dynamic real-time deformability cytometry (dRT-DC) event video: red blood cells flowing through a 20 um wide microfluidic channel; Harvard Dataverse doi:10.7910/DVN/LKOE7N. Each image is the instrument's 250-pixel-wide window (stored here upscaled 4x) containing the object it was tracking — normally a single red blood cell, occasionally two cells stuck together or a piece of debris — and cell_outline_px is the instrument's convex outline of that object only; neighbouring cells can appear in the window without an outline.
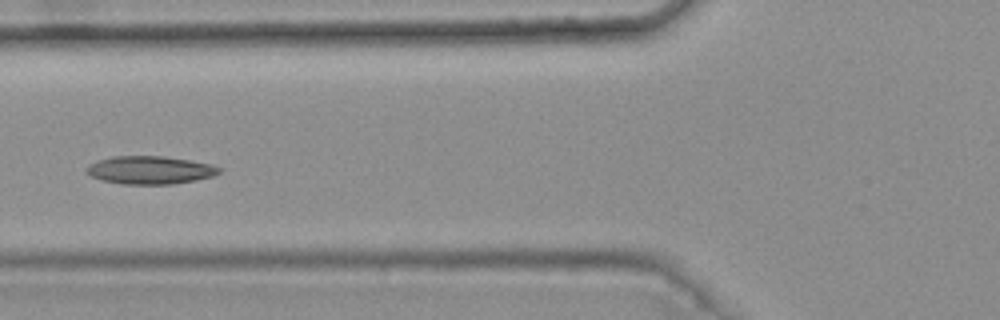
{"species": "common noctule bat (a hibernating species)", "species_latin": "Nyctalus noctula", "temperature_condition": "warm", "stored_images_in_passage": 8, "camera_frame_rate_fps": 3000, "um_per_image_px": 0.085, "animal": {"sex": "female", "body_mass_g": 25.1}, "frame": {"image": 1, "passage_image": 5, "time_ms": 1.333, "image_size_px": [1000, 320], "cell_outline_px": [[220, 172], [212, 176], [196, 180], [172, 184], [124, 184], [104, 180], [92, 176], [84, 172], [84, 168], [88, 164], [96, 160], [112, 156], [164, 156], [212, 164], [220, 168]], "centroid_in_image_um": [12.7, 14.44], "position_along_channel_um": 113.1, "area_um2": 21.68}}
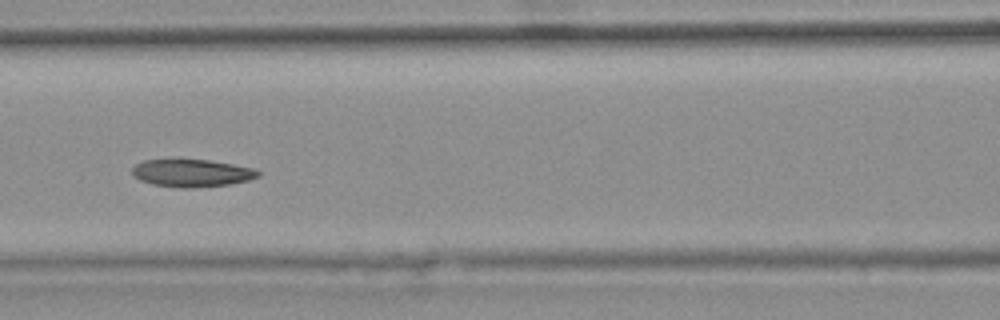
{"frame": {"image": 2, "passage_image": 6, "time_ms": 1.667, "image_size_px": [1000, 320], "cell_outline_px": [[260, 176], [248, 180], [228, 184], [192, 188], [180, 188], [152, 184], [140, 180], [132, 176], [132, 168], [136, 164], [144, 160], [208, 160], [256, 168], [260, 172]], "centroid_in_image_um": [16.3, 14.71], "position_along_channel_um": 150.3, "area_um2": 20.17}}
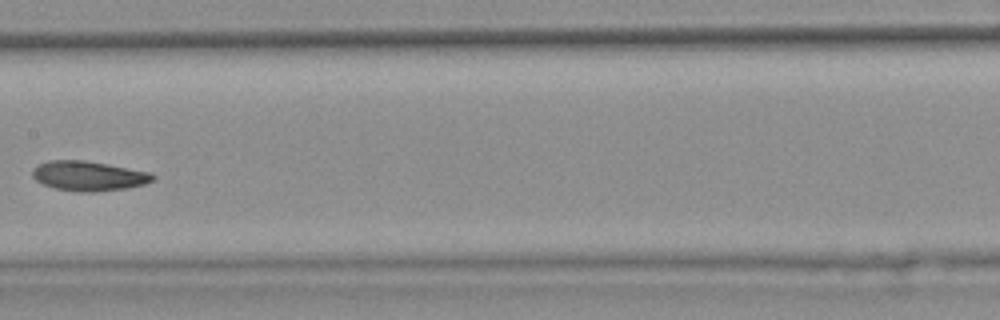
{"frame": {"image": 3, "passage_image": 7, "time_ms": 2.0, "image_size_px": [1000, 320], "cell_outline_px": [[156, 176], [152, 180], [144, 184], [128, 188], [96, 192], [80, 192], [56, 188], [44, 184], [36, 180], [32, 176], [32, 168], [36, 164], [48, 160], [84, 160], [108, 164], [152, 172]], "centroid_in_image_um": [7.53, 14.94], "position_along_channel_um": 199.9, "area_um2": 21.04}}